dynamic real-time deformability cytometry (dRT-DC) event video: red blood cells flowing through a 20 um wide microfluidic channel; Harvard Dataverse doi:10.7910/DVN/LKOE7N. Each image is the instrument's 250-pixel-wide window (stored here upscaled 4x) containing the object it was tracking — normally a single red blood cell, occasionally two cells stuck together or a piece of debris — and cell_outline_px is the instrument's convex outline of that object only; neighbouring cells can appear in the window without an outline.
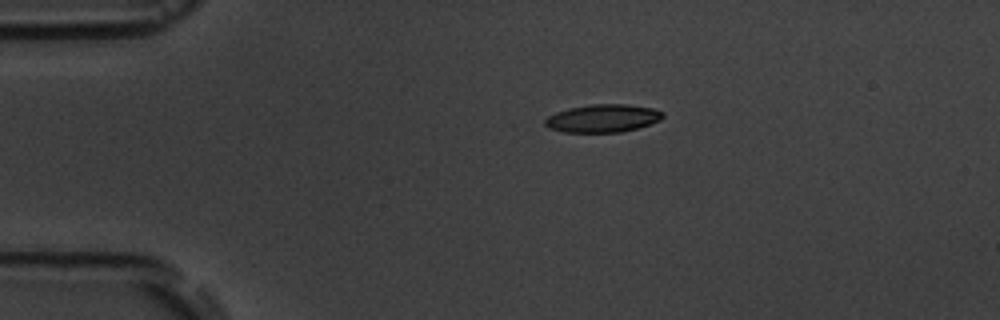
{"species": "common noctule bat (a hibernating species)", "species_latin": "Nyctalus noctula", "temperature_condition": "room temperature", "stored_images_in_passage": 3, "camera_frame_rate_fps": 3000, "um_per_image_px": 0.085, "animal": {"sex": "male", "body_mass_g": 19.5, "forearm_length_mm": 54.6}, "frame": {"image": 1, "passage_image": 1, "time_ms": 0.0, "image_size_px": [1000, 320], "cell_outline_px": [[664, 116], [660, 120], [636, 128], [620, 132], [564, 132], [548, 128], [544, 124], [544, 120], [548, 116], [556, 112], [568, 108], [592, 104], [628, 104], [652, 108], [664, 112]], "centroid_in_image_um": [51.21, 10.05], "position_along_channel_um": 33.8, "area_um2": 19.13}}
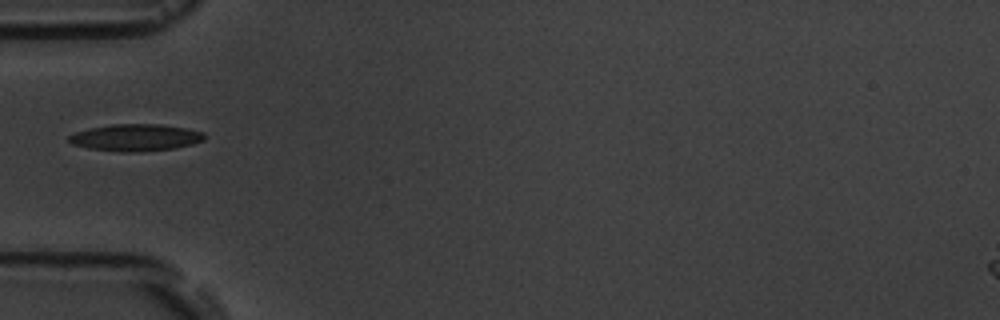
{"frame": {"image": 2, "passage_image": 3, "time_ms": 2.333, "image_size_px": [1000, 320], "cell_outline_px": [[204, 140], [192, 144], [176, 148], [136, 152], [120, 152], [88, 148], [72, 144], [68, 140], [68, 136], [76, 132], [88, 128], [112, 124], [160, 124], [184, 128], [204, 132]], "centroid_in_image_um": [11.51, 11.69], "position_along_channel_um": 73.5, "area_um2": 21.27}}